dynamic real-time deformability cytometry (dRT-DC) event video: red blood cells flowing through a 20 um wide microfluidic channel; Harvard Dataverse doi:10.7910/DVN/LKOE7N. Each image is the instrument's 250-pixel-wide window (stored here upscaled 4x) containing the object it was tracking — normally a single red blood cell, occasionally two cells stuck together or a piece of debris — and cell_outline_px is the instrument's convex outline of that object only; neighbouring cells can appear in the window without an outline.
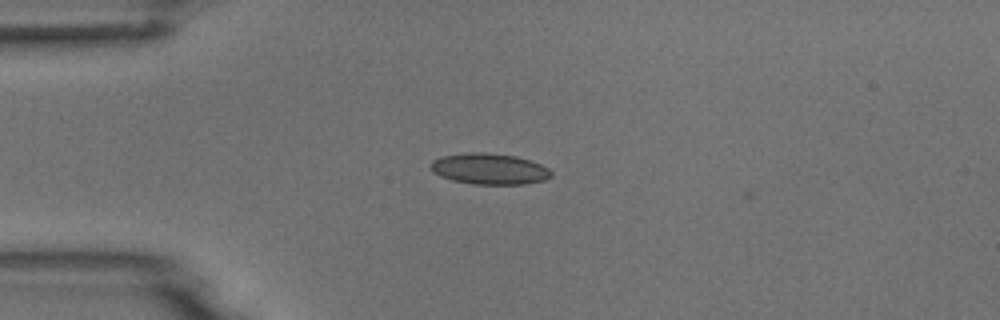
{"species": "common noctule bat (a hibernating species)", "species_latin": "Nyctalus noctula", "temperature_condition": "room temperature", "stored_images_in_passage": 1, "camera_frame_rate_fps": 3000, "um_per_image_px": 0.085, "animal": {"sex": "male", "body_mass_g": 18.8}, "frame": {"image": 1, "passage_image": 1, "time_ms": 0.0, "image_size_px": [1000, 320], "cell_outline_px": [[552, 176], [544, 180], [524, 184], [472, 184], [452, 180], [440, 176], [432, 172], [432, 160], [440, 156], [468, 152], [484, 152], [516, 156], [540, 164], [548, 168], [552, 172]], "centroid_in_image_um": [41.58, 14.35], "position_along_channel_um": 43.4, "area_um2": 21.79}}